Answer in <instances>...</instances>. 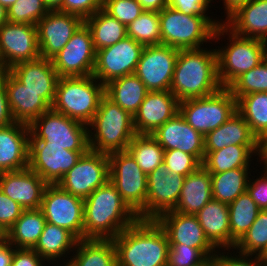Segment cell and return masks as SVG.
Wrapping results in <instances>:
<instances>
[{"label": "cell", "instance_id": "obj_44", "mask_svg": "<svg viewBox=\"0 0 267 266\" xmlns=\"http://www.w3.org/2000/svg\"><path fill=\"white\" fill-rule=\"evenodd\" d=\"M49 11L43 0H17L8 9V21L36 25Z\"/></svg>", "mask_w": 267, "mask_h": 266}, {"label": "cell", "instance_id": "obj_28", "mask_svg": "<svg viewBox=\"0 0 267 266\" xmlns=\"http://www.w3.org/2000/svg\"><path fill=\"white\" fill-rule=\"evenodd\" d=\"M212 199L211 175L201 165L185 177L177 205L173 211L196 215Z\"/></svg>", "mask_w": 267, "mask_h": 266}, {"label": "cell", "instance_id": "obj_10", "mask_svg": "<svg viewBox=\"0 0 267 266\" xmlns=\"http://www.w3.org/2000/svg\"><path fill=\"white\" fill-rule=\"evenodd\" d=\"M108 157L109 181L137 214L146 204L147 175L127 150L109 153Z\"/></svg>", "mask_w": 267, "mask_h": 266}, {"label": "cell", "instance_id": "obj_39", "mask_svg": "<svg viewBox=\"0 0 267 266\" xmlns=\"http://www.w3.org/2000/svg\"><path fill=\"white\" fill-rule=\"evenodd\" d=\"M126 150L146 175L163 165L164 148L150 134H136Z\"/></svg>", "mask_w": 267, "mask_h": 266}, {"label": "cell", "instance_id": "obj_16", "mask_svg": "<svg viewBox=\"0 0 267 266\" xmlns=\"http://www.w3.org/2000/svg\"><path fill=\"white\" fill-rule=\"evenodd\" d=\"M178 53L168 45L144 46L135 74L148 91H170Z\"/></svg>", "mask_w": 267, "mask_h": 266}, {"label": "cell", "instance_id": "obj_6", "mask_svg": "<svg viewBox=\"0 0 267 266\" xmlns=\"http://www.w3.org/2000/svg\"><path fill=\"white\" fill-rule=\"evenodd\" d=\"M224 34L229 35L230 44L216 49V53L219 82L222 87H228L242 73L258 66L266 58V44L260 39L240 36L222 22L213 39L220 40Z\"/></svg>", "mask_w": 267, "mask_h": 266}, {"label": "cell", "instance_id": "obj_51", "mask_svg": "<svg viewBox=\"0 0 267 266\" xmlns=\"http://www.w3.org/2000/svg\"><path fill=\"white\" fill-rule=\"evenodd\" d=\"M216 253L218 254L213 257L215 266H265L263 258L261 256L255 255V259H253L252 255L250 257V255L241 253H239V255L236 257L234 255L232 256V254L229 256L228 254L223 255L224 253H222L221 255L219 251ZM249 257L251 258V260Z\"/></svg>", "mask_w": 267, "mask_h": 266}, {"label": "cell", "instance_id": "obj_61", "mask_svg": "<svg viewBox=\"0 0 267 266\" xmlns=\"http://www.w3.org/2000/svg\"><path fill=\"white\" fill-rule=\"evenodd\" d=\"M16 1L17 0H0V4L8 10Z\"/></svg>", "mask_w": 267, "mask_h": 266}, {"label": "cell", "instance_id": "obj_29", "mask_svg": "<svg viewBox=\"0 0 267 266\" xmlns=\"http://www.w3.org/2000/svg\"><path fill=\"white\" fill-rule=\"evenodd\" d=\"M196 217L209 241L220 248L231 249L230 219L228 204L212 199Z\"/></svg>", "mask_w": 267, "mask_h": 266}, {"label": "cell", "instance_id": "obj_20", "mask_svg": "<svg viewBox=\"0 0 267 266\" xmlns=\"http://www.w3.org/2000/svg\"><path fill=\"white\" fill-rule=\"evenodd\" d=\"M86 152L57 145H29L28 167L47 184H57Z\"/></svg>", "mask_w": 267, "mask_h": 266}, {"label": "cell", "instance_id": "obj_54", "mask_svg": "<svg viewBox=\"0 0 267 266\" xmlns=\"http://www.w3.org/2000/svg\"><path fill=\"white\" fill-rule=\"evenodd\" d=\"M14 122L15 121L9 108L7 92L3 79L0 77V127L8 126Z\"/></svg>", "mask_w": 267, "mask_h": 266}, {"label": "cell", "instance_id": "obj_7", "mask_svg": "<svg viewBox=\"0 0 267 266\" xmlns=\"http://www.w3.org/2000/svg\"><path fill=\"white\" fill-rule=\"evenodd\" d=\"M29 145L64 146L70 151H88V125L54 111L44 112L30 125Z\"/></svg>", "mask_w": 267, "mask_h": 266}, {"label": "cell", "instance_id": "obj_66", "mask_svg": "<svg viewBox=\"0 0 267 266\" xmlns=\"http://www.w3.org/2000/svg\"><path fill=\"white\" fill-rule=\"evenodd\" d=\"M266 44V58H267V41H265Z\"/></svg>", "mask_w": 267, "mask_h": 266}, {"label": "cell", "instance_id": "obj_53", "mask_svg": "<svg viewBox=\"0 0 267 266\" xmlns=\"http://www.w3.org/2000/svg\"><path fill=\"white\" fill-rule=\"evenodd\" d=\"M45 260L33 249H19L14 247L11 266H45Z\"/></svg>", "mask_w": 267, "mask_h": 266}, {"label": "cell", "instance_id": "obj_48", "mask_svg": "<svg viewBox=\"0 0 267 266\" xmlns=\"http://www.w3.org/2000/svg\"><path fill=\"white\" fill-rule=\"evenodd\" d=\"M212 0H169L168 6L187 15H198L205 18L215 29L222 24L207 16L206 11Z\"/></svg>", "mask_w": 267, "mask_h": 266}, {"label": "cell", "instance_id": "obj_64", "mask_svg": "<svg viewBox=\"0 0 267 266\" xmlns=\"http://www.w3.org/2000/svg\"><path fill=\"white\" fill-rule=\"evenodd\" d=\"M261 257L263 258L265 266H267V254H262Z\"/></svg>", "mask_w": 267, "mask_h": 266}, {"label": "cell", "instance_id": "obj_56", "mask_svg": "<svg viewBox=\"0 0 267 266\" xmlns=\"http://www.w3.org/2000/svg\"><path fill=\"white\" fill-rule=\"evenodd\" d=\"M14 247L6 240L0 243V266H11Z\"/></svg>", "mask_w": 267, "mask_h": 266}, {"label": "cell", "instance_id": "obj_40", "mask_svg": "<svg viewBox=\"0 0 267 266\" xmlns=\"http://www.w3.org/2000/svg\"><path fill=\"white\" fill-rule=\"evenodd\" d=\"M236 111L258 137L267 132V92L247 94L236 100Z\"/></svg>", "mask_w": 267, "mask_h": 266}, {"label": "cell", "instance_id": "obj_63", "mask_svg": "<svg viewBox=\"0 0 267 266\" xmlns=\"http://www.w3.org/2000/svg\"><path fill=\"white\" fill-rule=\"evenodd\" d=\"M5 241V232L0 228V243Z\"/></svg>", "mask_w": 267, "mask_h": 266}, {"label": "cell", "instance_id": "obj_42", "mask_svg": "<svg viewBox=\"0 0 267 266\" xmlns=\"http://www.w3.org/2000/svg\"><path fill=\"white\" fill-rule=\"evenodd\" d=\"M234 249L239 251L237 253L250 256H261L267 250V210H260L256 220Z\"/></svg>", "mask_w": 267, "mask_h": 266}, {"label": "cell", "instance_id": "obj_57", "mask_svg": "<svg viewBox=\"0 0 267 266\" xmlns=\"http://www.w3.org/2000/svg\"><path fill=\"white\" fill-rule=\"evenodd\" d=\"M144 11H162L168 6L169 0H137Z\"/></svg>", "mask_w": 267, "mask_h": 266}, {"label": "cell", "instance_id": "obj_31", "mask_svg": "<svg viewBox=\"0 0 267 266\" xmlns=\"http://www.w3.org/2000/svg\"><path fill=\"white\" fill-rule=\"evenodd\" d=\"M148 92L135 73L116 78L105 85V96L132 116L138 111Z\"/></svg>", "mask_w": 267, "mask_h": 266}, {"label": "cell", "instance_id": "obj_2", "mask_svg": "<svg viewBox=\"0 0 267 266\" xmlns=\"http://www.w3.org/2000/svg\"><path fill=\"white\" fill-rule=\"evenodd\" d=\"M112 241L117 266H167L170 245L156 220L138 219Z\"/></svg>", "mask_w": 267, "mask_h": 266}, {"label": "cell", "instance_id": "obj_45", "mask_svg": "<svg viewBox=\"0 0 267 266\" xmlns=\"http://www.w3.org/2000/svg\"><path fill=\"white\" fill-rule=\"evenodd\" d=\"M163 165L170 173L187 176L197 170L202 163L189 153L179 149L164 150Z\"/></svg>", "mask_w": 267, "mask_h": 266}, {"label": "cell", "instance_id": "obj_33", "mask_svg": "<svg viewBox=\"0 0 267 266\" xmlns=\"http://www.w3.org/2000/svg\"><path fill=\"white\" fill-rule=\"evenodd\" d=\"M75 248L76 254L67 262L69 266H117L112 239H81Z\"/></svg>", "mask_w": 267, "mask_h": 266}, {"label": "cell", "instance_id": "obj_32", "mask_svg": "<svg viewBox=\"0 0 267 266\" xmlns=\"http://www.w3.org/2000/svg\"><path fill=\"white\" fill-rule=\"evenodd\" d=\"M46 224L42 210H23L20 217L5 233V240L19 249H33Z\"/></svg>", "mask_w": 267, "mask_h": 266}, {"label": "cell", "instance_id": "obj_24", "mask_svg": "<svg viewBox=\"0 0 267 266\" xmlns=\"http://www.w3.org/2000/svg\"><path fill=\"white\" fill-rule=\"evenodd\" d=\"M179 112V101L170 91H149L133 116L137 134H152Z\"/></svg>", "mask_w": 267, "mask_h": 266}, {"label": "cell", "instance_id": "obj_37", "mask_svg": "<svg viewBox=\"0 0 267 266\" xmlns=\"http://www.w3.org/2000/svg\"><path fill=\"white\" fill-rule=\"evenodd\" d=\"M249 168H235L211 175L212 197L225 204L232 203L247 191Z\"/></svg>", "mask_w": 267, "mask_h": 266}, {"label": "cell", "instance_id": "obj_65", "mask_svg": "<svg viewBox=\"0 0 267 266\" xmlns=\"http://www.w3.org/2000/svg\"><path fill=\"white\" fill-rule=\"evenodd\" d=\"M3 71V68H2V65H1V62H0V73Z\"/></svg>", "mask_w": 267, "mask_h": 266}, {"label": "cell", "instance_id": "obj_22", "mask_svg": "<svg viewBox=\"0 0 267 266\" xmlns=\"http://www.w3.org/2000/svg\"><path fill=\"white\" fill-rule=\"evenodd\" d=\"M48 184L29 167L0 173V190L23 210L39 209Z\"/></svg>", "mask_w": 267, "mask_h": 266}, {"label": "cell", "instance_id": "obj_23", "mask_svg": "<svg viewBox=\"0 0 267 266\" xmlns=\"http://www.w3.org/2000/svg\"><path fill=\"white\" fill-rule=\"evenodd\" d=\"M26 89L40 93V96L52 107L59 75L52 61L43 57L20 62L8 70Z\"/></svg>", "mask_w": 267, "mask_h": 266}, {"label": "cell", "instance_id": "obj_38", "mask_svg": "<svg viewBox=\"0 0 267 266\" xmlns=\"http://www.w3.org/2000/svg\"><path fill=\"white\" fill-rule=\"evenodd\" d=\"M230 219L231 247L245 235L260 212L259 207L251 199L247 191L239 195L228 205Z\"/></svg>", "mask_w": 267, "mask_h": 266}, {"label": "cell", "instance_id": "obj_52", "mask_svg": "<svg viewBox=\"0 0 267 266\" xmlns=\"http://www.w3.org/2000/svg\"><path fill=\"white\" fill-rule=\"evenodd\" d=\"M247 193L260 210H267V172L253 182L249 179Z\"/></svg>", "mask_w": 267, "mask_h": 266}, {"label": "cell", "instance_id": "obj_4", "mask_svg": "<svg viewBox=\"0 0 267 266\" xmlns=\"http://www.w3.org/2000/svg\"><path fill=\"white\" fill-rule=\"evenodd\" d=\"M88 127L94 129L88 130L89 150L105 154L126 150L137 134L133 116L106 96Z\"/></svg>", "mask_w": 267, "mask_h": 266}, {"label": "cell", "instance_id": "obj_55", "mask_svg": "<svg viewBox=\"0 0 267 266\" xmlns=\"http://www.w3.org/2000/svg\"><path fill=\"white\" fill-rule=\"evenodd\" d=\"M256 155H259L260 161L264 162V171L267 172V132L256 137Z\"/></svg>", "mask_w": 267, "mask_h": 266}, {"label": "cell", "instance_id": "obj_50", "mask_svg": "<svg viewBox=\"0 0 267 266\" xmlns=\"http://www.w3.org/2000/svg\"><path fill=\"white\" fill-rule=\"evenodd\" d=\"M23 208L0 190V228L6 233L20 217Z\"/></svg>", "mask_w": 267, "mask_h": 266}, {"label": "cell", "instance_id": "obj_58", "mask_svg": "<svg viewBox=\"0 0 267 266\" xmlns=\"http://www.w3.org/2000/svg\"><path fill=\"white\" fill-rule=\"evenodd\" d=\"M224 2V8L227 12H225L227 14L226 19L232 14L234 13L239 7L246 5L247 3H249L251 0H223Z\"/></svg>", "mask_w": 267, "mask_h": 266}, {"label": "cell", "instance_id": "obj_59", "mask_svg": "<svg viewBox=\"0 0 267 266\" xmlns=\"http://www.w3.org/2000/svg\"><path fill=\"white\" fill-rule=\"evenodd\" d=\"M43 1L49 10L62 11V1L63 0H43Z\"/></svg>", "mask_w": 267, "mask_h": 266}, {"label": "cell", "instance_id": "obj_14", "mask_svg": "<svg viewBox=\"0 0 267 266\" xmlns=\"http://www.w3.org/2000/svg\"><path fill=\"white\" fill-rule=\"evenodd\" d=\"M144 46L126 36L112 46L96 51L92 75L103 85L134 74Z\"/></svg>", "mask_w": 267, "mask_h": 266}, {"label": "cell", "instance_id": "obj_36", "mask_svg": "<svg viewBox=\"0 0 267 266\" xmlns=\"http://www.w3.org/2000/svg\"><path fill=\"white\" fill-rule=\"evenodd\" d=\"M84 22L91 31L95 51L112 46L127 36V27L103 8Z\"/></svg>", "mask_w": 267, "mask_h": 266}, {"label": "cell", "instance_id": "obj_43", "mask_svg": "<svg viewBox=\"0 0 267 266\" xmlns=\"http://www.w3.org/2000/svg\"><path fill=\"white\" fill-rule=\"evenodd\" d=\"M227 88L236 100L247 94L267 92V58L253 69L242 73Z\"/></svg>", "mask_w": 267, "mask_h": 266}, {"label": "cell", "instance_id": "obj_47", "mask_svg": "<svg viewBox=\"0 0 267 266\" xmlns=\"http://www.w3.org/2000/svg\"><path fill=\"white\" fill-rule=\"evenodd\" d=\"M167 266H202L208 258L197 248L169 244Z\"/></svg>", "mask_w": 267, "mask_h": 266}, {"label": "cell", "instance_id": "obj_21", "mask_svg": "<svg viewBox=\"0 0 267 266\" xmlns=\"http://www.w3.org/2000/svg\"><path fill=\"white\" fill-rule=\"evenodd\" d=\"M151 136L164 150L179 149L194 155L203 163L205 157V138L186 122L180 112L158 127Z\"/></svg>", "mask_w": 267, "mask_h": 266}, {"label": "cell", "instance_id": "obj_25", "mask_svg": "<svg viewBox=\"0 0 267 266\" xmlns=\"http://www.w3.org/2000/svg\"><path fill=\"white\" fill-rule=\"evenodd\" d=\"M7 92L8 104L15 122L30 125L51 106L40 93L26 89L8 70L0 73Z\"/></svg>", "mask_w": 267, "mask_h": 266}, {"label": "cell", "instance_id": "obj_11", "mask_svg": "<svg viewBox=\"0 0 267 266\" xmlns=\"http://www.w3.org/2000/svg\"><path fill=\"white\" fill-rule=\"evenodd\" d=\"M40 209L46 222L67 229L78 240L84 239V199L64 191L57 184H48Z\"/></svg>", "mask_w": 267, "mask_h": 266}, {"label": "cell", "instance_id": "obj_1", "mask_svg": "<svg viewBox=\"0 0 267 266\" xmlns=\"http://www.w3.org/2000/svg\"><path fill=\"white\" fill-rule=\"evenodd\" d=\"M138 219L109 180L84 199V239H113Z\"/></svg>", "mask_w": 267, "mask_h": 266}, {"label": "cell", "instance_id": "obj_34", "mask_svg": "<svg viewBox=\"0 0 267 266\" xmlns=\"http://www.w3.org/2000/svg\"><path fill=\"white\" fill-rule=\"evenodd\" d=\"M256 145H230L216 151H205L202 166L210 173L249 168L250 158L255 154Z\"/></svg>", "mask_w": 267, "mask_h": 266}, {"label": "cell", "instance_id": "obj_26", "mask_svg": "<svg viewBox=\"0 0 267 266\" xmlns=\"http://www.w3.org/2000/svg\"><path fill=\"white\" fill-rule=\"evenodd\" d=\"M29 138L27 124L14 122L0 127V173L28 168Z\"/></svg>", "mask_w": 267, "mask_h": 266}, {"label": "cell", "instance_id": "obj_13", "mask_svg": "<svg viewBox=\"0 0 267 266\" xmlns=\"http://www.w3.org/2000/svg\"><path fill=\"white\" fill-rule=\"evenodd\" d=\"M185 176L173 174L162 165L147 175L145 206L137 213L139 219L156 220L177 205Z\"/></svg>", "mask_w": 267, "mask_h": 266}, {"label": "cell", "instance_id": "obj_3", "mask_svg": "<svg viewBox=\"0 0 267 266\" xmlns=\"http://www.w3.org/2000/svg\"><path fill=\"white\" fill-rule=\"evenodd\" d=\"M221 88L216 49L179 50L170 85V92L179 102L206 97Z\"/></svg>", "mask_w": 267, "mask_h": 266}, {"label": "cell", "instance_id": "obj_27", "mask_svg": "<svg viewBox=\"0 0 267 266\" xmlns=\"http://www.w3.org/2000/svg\"><path fill=\"white\" fill-rule=\"evenodd\" d=\"M223 23L240 36L267 41V0H251Z\"/></svg>", "mask_w": 267, "mask_h": 266}, {"label": "cell", "instance_id": "obj_12", "mask_svg": "<svg viewBox=\"0 0 267 266\" xmlns=\"http://www.w3.org/2000/svg\"><path fill=\"white\" fill-rule=\"evenodd\" d=\"M108 180V154L88 150L57 185L64 191L85 199Z\"/></svg>", "mask_w": 267, "mask_h": 266}, {"label": "cell", "instance_id": "obj_35", "mask_svg": "<svg viewBox=\"0 0 267 266\" xmlns=\"http://www.w3.org/2000/svg\"><path fill=\"white\" fill-rule=\"evenodd\" d=\"M77 241L78 239L67 229L46 222L33 250L45 261L51 262L52 260L53 262L59 260L62 256L65 257L72 251L71 248L74 251Z\"/></svg>", "mask_w": 267, "mask_h": 266}, {"label": "cell", "instance_id": "obj_62", "mask_svg": "<svg viewBox=\"0 0 267 266\" xmlns=\"http://www.w3.org/2000/svg\"><path fill=\"white\" fill-rule=\"evenodd\" d=\"M202 266H215L213 259H208Z\"/></svg>", "mask_w": 267, "mask_h": 266}, {"label": "cell", "instance_id": "obj_46", "mask_svg": "<svg viewBox=\"0 0 267 266\" xmlns=\"http://www.w3.org/2000/svg\"><path fill=\"white\" fill-rule=\"evenodd\" d=\"M103 9L126 27L144 12L137 0H104Z\"/></svg>", "mask_w": 267, "mask_h": 266}, {"label": "cell", "instance_id": "obj_5", "mask_svg": "<svg viewBox=\"0 0 267 266\" xmlns=\"http://www.w3.org/2000/svg\"><path fill=\"white\" fill-rule=\"evenodd\" d=\"M93 76L60 77L52 109L88 125L105 96V85Z\"/></svg>", "mask_w": 267, "mask_h": 266}, {"label": "cell", "instance_id": "obj_60", "mask_svg": "<svg viewBox=\"0 0 267 266\" xmlns=\"http://www.w3.org/2000/svg\"><path fill=\"white\" fill-rule=\"evenodd\" d=\"M8 22V10L0 4V27Z\"/></svg>", "mask_w": 267, "mask_h": 266}, {"label": "cell", "instance_id": "obj_18", "mask_svg": "<svg viewBox=\"0 0 267 266\" xmlns=\"http://www.w3.org/2000/svg\"><path fill=\"white\" fill-rule=\"evenodd\" d=\"M83 23L84 20L80 16L50 10L36 24L40 57L51 60Z\"/></svg>", "mask_w": 267, "mask_h": 266}, {"label": "cell", "instance_id": "obj_17", "mask_svg": "<svg viewBox=\"0 0 267 266\" xmlns=\"http://www.w3.org/2000/svg\"><path fill=\"white\" fill-rule=\"evenodd\" d=\"M39 57L36 25L8 21L0 27V62L3 70Z\"/></svg>", "mask_w": 267, "mask_h": 266}, {"label": "cell", "instance_id": "obj_15", "mask_svg": "<svg viewBox=\"0 0 267 266\" xmlns=\"http://www.w3.org/2000/svg\"><path fill=\"white\" fill-rule=\"evenodd\" d=\"M95 56L92 34L84 22L51 61L59 77H85L93 73Z\"/></svg>", "mask_w": 267, "mask_h": 266}, {"label": "cell", "instance_id": "obj_30", "mask_svg": "<svg viewBox=\"0 0 267 266\" xmlns=\"http://www.w3.org/2000/svg\"><path fill=\"white\" fill-rule=\"evenodd\" d=\"M204 138L205 151H216L230 145H256V136L237 111Z\"/></svg>", "mask_w": 267, "mask_h": 266}, {"label": "cell", "instance_id": "obj_19", "mask_svg": "<svg viewBox=\"0 0 267 266\" xmlns=\"http://www.w3.org/2000/svg\"><path fill=\"white\" fill-rule=\"evenodd\" d=\"M156 221L165 231L169 244L197 248L208 259L216 255L217 248L206 237L196 215L169 211L160 215Z\"/></svg>", "mask_w": 267, "mask_h": 266}, {"label": "cell", "instance_id": "obj_41", "mask_svg": "<svg viewBox=\"0 0 267 266\" xmlns=\"http://www.w3.org/2000/svg\"><path fill=\"white\" fill-rule=\"evenodd\" d=\"M127 36L143 46L161 44L159 12L144 11L127 26Z\"/></svg>", "mask_w": 267, "mask_h": 266}, {"label": "cell", "instance_id": "obj_8", "mask_svg": "<svg viewBox=\"0 0 267 266\" xmlns=\"http://www.w3.org/2000/svg\"><path fill=\"white\" fill-rule=\"evenodd\" d=\"M161 44L177 49H199L214 40L215 28L203 17L166 6L159 12Z\"/></svg>", "mask_w": 267, "mask_h": 266}, {"label": "cell", "instance_id": "obj_9", "mask_svg": "<svg viewBox=\"0 0 267 266\" xmlns=\"http://www.w3.org/2000/svg\"><path fill=\"white\" fill-rule=\"evenodd\" d=\"M179 112L194 130L205 137L236 112V99L227 87H222L212 95L179 102Z\"/></svg>", "mask_w": 267, "mask_h": 266}, {"label": "cell", "instance_id": "obj_49", "mask_svg": "<svg viewBox=\"0 0 267 266\" xmlns=\"http://www.w3.org/2000/svg\"><path fill=\"white\" fill-rule=\"evenodd\" d=\"M104 0H63L62 12L80 16L83 20L103 8Z\"/></svg>", "mask_w": 267, "mask_h": 266}]
</instances>
